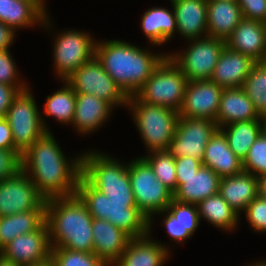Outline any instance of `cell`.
Returning a JSON list of instances; mask_svg holds the SVG:
<instances>
[{
    "instance_id": "cell-1",
    "label": "cell",
    "mask_w": 266,
    "mask_h": 266,
    "mask_svg": "<svg viewBox=\"0 0 266 266\" xmlns=\"http://www.w3.org/2000/svg\"><path fill=\"white\" fill-rule=\"evenodd\" d=\"M67 163L48 131L21 154V170L26 174L31 170V181L45 200L76 194L82 159H76L71 166Z\"/></svg>"
},
{
    "instance_id": "cell-2",
    "label": "cell",
    "mask_w": 266,
    "mask_h": 266,
    "mask_svg": "<svg viewBox=\"0 0 266 266\" xmlns=\"http://www.w3.org/2000/svg\"><path fill=\"white\" fill-rule=\"evenodd\" d=\"M93 217L77 194L46 200V223L51 247L93 252ZM56 243V244H55Z\"/></svg>"
},
{
    "instance_id": "cell-3",
    "label": "cell",
    "mask_w": 266,
    "mask_h": 266,
    "mask_svg": "<svg viewBox=\"0 0 266 266\" xmlns=\"http://www.w3.org/2000/svg\"><path fill=\"white\" fill-rule=\"evenodd\" d=\"M95 57L127 96L135 95L165 58L117 40L96 43Z\"/></svg>"
},
{
    "instance_id": "cell-4",
    "label": "cell",
    "mask_w": 266,
    "mask_h": 266,
    "mask_svg": "<svg viewBox=\"0 0 266 266\" xmlns=\"http://www.w3.org/2000/svg\"><path fill=\"white\" fill-rule=\"evenodd\" d=\"M76 194L84 202L93 218L107 220L132 238L148 234L149 220L137 208L135 201H110L82 176L78 181Z\"/></svg>"
},
{
    "instance_id": "cell-5",
    "label": "cell",
    "mask_w": 266,
    "mask_h": 266,
    "mask_svg": "<svg viewBox=\"0 0 266 266\" xmlns=\"http://www.w3.org/2000/svg\"><path fill=\"white\" fill-rule=\"evenodd\" d=\"M82 159V177L110 201H135L128 166L102 155L86 154Z\"/></svg>"
},
{
    "instance_id": "cell-6",
    "label": "cell",
    "mask_w": 266,
    "mask_h": 266,
    "mask_svg": "<svg viewBox=\"0 0 266 266\" xmlns=\"http://www.w3.org/2000/svg\"><path fill=\"white\" fill-rule=\"evenodd\" d=\"M187 82L179 67L169 56H165L135 96L144 103L168 107L179 112Z\"/></svg>"
},
{
    "instance_id": "cell-7",
    "label": "cell",
    "mask_w": 266,
    "mask_h": 266,
    "mask_svg": "<svg viewBox=\"0 0 266 266\" xmlns=\"http://www.w3.org/2000/svg\"><path fill=\"white\" fill-rule=\"evenodd\" d=\"M127 104L134 109L136 125L150 151L167 150L179 118V112L168 107L140 101L128 96Z\"/></svg>"
},
{
    "instance_id": "cell-8",
    "label": "cell",
    "mask_w": 266,
    "mask_h": 266,
    "mask_svg": "<svg viewBox=\"0 0 266 266\" xmlns=\"http://www.w3.org/2000/svg\"><path fill=\"white\" fill-rule=\"evenodd\" d=\"M128 171L136 206L147 217L150 227L151 215L163 213L173 200V193L156 178L143 157L131 162Z\"/></svg>"
},
{
    "instance_id": "cell-9",
    "label": "cell",
    "mask_w": 266,
    "mask_h": 266,
    "mask_svg": "<svg viewBox=\"0 0 266 266\" xmlns=\"http://www.w3.org/2000/svg\"><path fill=\"white\" fill-rule=\"evenodd\" d=\"M5 118L11 127L14 146L21 153L48 131L27 89L14 98Z\"/></svg>"
},
{
    "instance_id": "cell-10",
    "label": "cell",
    "mask_w": 266,
    "mask_h": 266,
    "mask_svg": "<svg viewBox=\"0 0 266 266\" xmlns=\"http://www.w3.org/2000/svg\"><path fill=\"white\" fill-rule=\"evenodd\" d=\"M66 82L75 93L97 96L112 106L127 104L128 96L103 69L96 57L82 64L66 79Z\"/></svg>"
},
{
    "instance_id": "cell-11",
    "label": "cell",
    "mask_w": 266,
    "mask_h": 266,
    "mask_svg": "<svg viewBox=\"0 0 266 266\" xmlns=\"http://www.w3.org/2000/svg\"><path fill=\"white\" fill-rule=\"evenodd\" d=\"M217 129L210 119L179 116L167 151L175 158L189 156L202 162L206 145Z\"/></svg>"
},
{
    "instance_id": "cell-12",
    "label": "cell",
    "mask_w": 266,
    "mask_h": 266,
    "mask_svg": "<svg viewBox=\"0 0 266 266\" xmlns=\"http://www.w3.org/2000/svg\"><path fill=\"white\" fill-rule=\"evenodd\" d=\"M184 55L169 56L179 67L188 81L210 80L221 51L225 47L223 39L206 36L195 39Z\"/></svg>"
},
{
    "instance_id": "cell-13",
    "label": "cell",
    "mask_w": 266,
    "mask_h": 266,
    "mask_svg": "<svg viewBox=\"0 0 266 266\" xmlns=\"http://www.w3.org/2000/svg\"><path fill=\"white\" fill-rule=\"evenodd\" d=\"M51 243L45 222L38 230L17 236L0 255L17 266H41L50 263Z\"/></svg>"
},
{
    "instance_id": "cell-14",
    "label": "cell",
    "mask_w": 266,
    "mask_h": 266,
    "mask_svg": "<svg viewBox=\"0 0 266 266\" xmlns=\"http://www.w3.org/2000/svg\"><path fill=\"white\" fill-rule=\"evenodd\" d=\"M55 43V66L63 80L95 57L96 43L85 33L68 31L60 35Z\"/></svg>"
},
{
    "instance_id": "cell-15",
    "label": "cell",
    "mask_w": 266,
    "mask_h": 266,
    "mask_svg": "<svg viewBox=\"0 0 266 266\" xmlns=\"http://www.w3.org/2000/svg\"><path fill=\"white\" fill-rule=\"evenodd\" d=\"M26 175L20 170L0 181V217L35 210L45 201Z\"/></svg>"
},
{
    "instance_id": "cell-16",
    "label": "cell",
    "mask_w": 266,
    "mask_h": 266,
    "mask_svg": "<svg viewBox=\"0 0 266 266\" xmlns=\"http://www.w3.org/2000/svg\"><path fill=\"white\" fill-rule=\"evenodd\" d=\"M223 90L211 80L188 81L179 116L215 121Z\"/></svg>"
},
{
    "instance_id": "cell-17",
    "label": "cell",
    "mask_w": 266,
    "mask_h": 266,
    "mask_svg": "<svg viewBox=\"0 0 266 266\" xmlns=\"http://www.w3.org/2000/svg\"><path fill=\"white\" fill-rule=\"evenodd\" d=\"M225 46L255 62L266 61V23L243 18L226 39Z\"/></svg>"
},
{
    "instance_id": "cell-18",
    "label": "cell",
    "mask_w": 266,
    "mask_h": 266,
    "mask_svg": "<svg viewBox=\"0 0 266 266\" xmlns=\"http://www.w3.org/2000/svg\"><path fill=\"white\" fill-rule=\"evenodd\" d=\"M92 232L93 253L109 266L120 257L132 239L126 232L104 219L93 218Z\"/></svg>"
},
{
    "instance_id": "cell-19",
    "label": "cell",
    "mask_w": 266,
    "mask_h": 266,
    "mask_svg": "<svg viewBox=\"0 0 266 266\" xmlns=\"http://www.w3.org/2000/svg\"><path fill=\"white\" fill-rule=\"evenodd\" d=\"M254 63L249 56L225 46L210 80L223 88L242 87Z\"/></svg>"
},
{
    "instance_id": "cell-20",
    "label": "cell",
    "mask_w": 266,
    "mask_h": 266,
    "mask_svg": "<svg viewBox=\"0 0 266 266\" xmlns=\"http://www.w3.org/2000/svg\"><path fill=\"white\" fill-rule=\"evenodd\" d=\"M221 178L209 167L201 166L189 178H177L173 199L180 203L197 205L219 191Z\"/></svg>"
},
{
    "instance_id": "cell-21",
    "label": "cell",
    "mask_w": 266,
    "mask_h": 266,
    "mask_svg": "<svg viewBox=\"0 0 266 266\" xmlns=\"http://www.w3.org/2000/svg\"><path fill=\"white\" fill-rule=\"evenodd\" d=\"M260 119L261 116L242 87L224 88L215 120L218 128L224 127L222 124Z\"/></svg>"
},
{
    "instance_id": "cell-22",
    "label": "cell",
    "mask_w": 266,
    "mask_h": 266,
    "mask_svg": "<svg viewBox=\"0 0 266 266\" xmlns=\"http://www.w3.org/2000/svg\"><path fill=\"white\" fill-rule=\"evenodd\" d=\"M202 165L211 168L220 178L243 171L242 160L230 149L224 133L219 128L206 145Z\"/></svg>"
},
{
    "instance_id": "cell-23",
    "label": "cell",
    "mask_w": 266,
    "mask_h": 266,
    "mask_svg": "<svg viewBox=\"0 0 266 266\" xmlns=\"http://www.w3.org/2000/svg\"><path fill=\"white\" fill-rule=\"evenodd\" d=\"M179 33L187 39H199L207 28L208 0H171Z\"/></svg>"
},
{
    "instance_id": "cell-24",
    "label": "cell",
    "mask_w": 266,
    "mask_h": 266,
    "mask_svg": "<svg viewBox=\"0 0 266 266\" xmlns=\"http://www.w3.org/2000/svg\"><path fill=\"white\" fill-rule=\"evenodd\" d=\"M218 193L235 212L245 211L250 202L258 196V177L245 171L223 177Z\"/></svg>"
},
{
    "instance_id": "cell-25",
    "label": "cell",
    "mask_w": 266,
    "mask_h": 266,
    "mask_svg": "<svg viewBox=\"0 0 266 266\" xmlns=\"http://www.w3.org/2000/svg\"><path fill=\"white\" fill-rule=\"evenodd\" d=\"M243 19L238 2L208 0L207 2V28L205 36L226 39Z\"/></svg>"
},
{
    "instance_id": "cell-26",
    "label": "cell",
    "mask_w": 266,
    "mask_h": 266,
    "mask_svg": "<svg viewBox=\"0 0 266 266\" xmlns=\"http://www.w3.org/2000/svg\"><path fill=\"white\" fill-rule=\"evenodd\" d=\"M46 222V200L35 210L0 217V251L17 236L38 230Z\"/></svg>"
},
{
    "instance_id": "cell-27",
    "label": "cell",
    "mask_w": 266,
    "mask_h": 266,
    "mask_svg": "<svg viewBox=\"0 0 266 266\" xmlns=\"http://www.w3.org/2000/svg\"><path fill=\"white\" fill-rule=\"evenodd\" d=\"M146 237L132 238L120 257L114 262L116 266H161L168 251L161 244L150 242Z\"/></svg>"
},
{
    "instance_id": "cell-28",
    "label": "cell",
    "mask_w": 266,
    "mask_h": 266,
    "mask_svg": "<svg viewBox=\"0 0 266 266\" xmlns=\"http://www.w3.org/2000/svg\"><path fill=\"white\" fill-rule=\"evenodd\" d=\"M44 8L42 0H0V22L13 30L44 22L47 19Z\"/></svg>"
},
{
    "instance_id": "cell-29",
    "label": "cell",
    "mask_w": 266,
    "mask_h": 266,
    "mask_svg": "<svg viewBox=\"0 0 266 266\" xmlns=\"http://www.w3.org/2000/svg\"><path fill=\"white\" fill-rule=\"evenodd\" d=\"M113 106L107 101L97 96L85 93H76L75 114L73 124L77 126L80 132L87 133L93 131L109 115Z\"/></svg>"
},
{
    "instance_id": "cell-30",
    "label": "cell",
    "mask_w": 266,
    "mask_h": 266,
    "mask_svg": "<svg viewBox=\"0 0 266 266\" xmlns=\"http://www.w3.org/2000/svg\"><path fill=\"white\" fill-rule=\"evenodd\" d=\"M142 29L153 45L169 40L177 28L175 13L164 8H152L142 17Z\"/></svg>"
},
{
    "instance_id": "cell-31",
    "label": "cell",
    "mask_w": 266,
    "mask_h": 266,
    "mask_svg": "<svg viewBox=\"0 0 266 266\" xmlns=\"http://www.w3.org/2000/svg\"><path fill=\"white\" fill-rule=\"evenodd\" d=\"M260 122V120H252L232 123L226 125L229 128L226 132L224 129L219 128L224 133L230 149L242 161L248 154L252 144L261 134L262 125Z\"/></svg>"
},
{
    "instance_id": "cell-32",
    "label": "cell",
    "mask_w": 266,
    "mask_h": 266,
    "mask_svg": "<svg viewBox=\"0 0 266 266\" xmlns=\"http://www.w3.org/2000/svg\"><path fill=\"white\" fill-rule=\"evenodd\" d=\"M199 217H205L217 227L226 230L232 229L237 224L238 213L216 193L197 204Z\"/></svg>"
},
{
    "instance_id": "cell-33",
    "label": "cell",
    "mask_w": 266,
    "mask_h": 266,
    "mask_svg": "<svg viewBox=\"0 0 266 266\" xmlns=\"http://www.w3.org/2000/svg\"><path fill=\"white\" fill-rule=\"evenodd\" d=\"M242 88L258 114L266 115V61L253 64Z\"/></svg>"
},
{
    "instance_id": "cell-34",
    "label": "cell",
    "mask_w": 266,
    "mask_h": 266,
    "mask_svg": "<svg viewBox=\"0 0 266 266\" xmlns=\"http://www.w3.org/2000/svg\"><path fill=\"white\" fill-rule=\"evenodd\" d=\"M76 93L67 83L66 87L47 97L45 114L63 123H72L75 114Z\"/></svg>"
},
{
    "instance_id": "cell-35",
    "label": "cell",
    "mask_w": 266,
    "mask_h": 266,
    "mask_svg": "<svg viewBox=\"0 0 266 266\" xmlns=\"http://www.w3.org/2000/svg\"><path fill=\"white\" fill-rule=\"evenodd\" d=\"M151 152L154 156H147L144 159L152 167L156 178L174 193L177 190L175 157L167 150Z\"/></svg>"
},
{
    "instance_id": "cell-36",
    "label": "cell",
    "mask_w": 266,
    "mask_h": 266,
    "mask_svg": "<svg viewBox=\"0 0 266 266\" xmlns=\"http://www.w3.org/2000/svg\"><path fill=\"white\" fill-rule=\"evenodd\" d=\"M51 266H108L93 252L73 251L63 247H52L50 255Z\"/></svg>"
},
{
    "instance_id": "cell-37",
    "label": "cell",
    "mask_w": 266,
    "mask_h": 266,
    "mask_svg": "<svg viewBox=\"0 0 266 266\" xmlns=\"http://www.w3.org/2000/svg\"><path fill=\"white\" fill-rule=\"evenodd\" d=\"M242 164L243 171L255 174L258 178L266 174V138L262 133L250 147Z\"/></svg>"
},
{
    "instance_id": "cell-38",
    "label": "cell",
    "mask_w": 266,
    "mask_h": 266,
    "mask_svg": "<svg viewBox=\"0 0 266 266\" xmlns=\"http://www.w3.org/2000/svg\"><path fill=\"white\" fill-rule=\"evenodd\" d=\"M167 210L175 216L183 227V233H192L199 224V213L197 205L186 204L175 201L174 199L168 205Z\"/></svg>"
},
{
    "instance_id": "cell-39",
    "label": "cell",
    "mask_w": 266,
    "mask_h": 266,
    "mask_svg": "<svg viewBox=\"0 0 266 266\" xmlns=\"http://www.w3.org/2000/svg\"><path fill=\"white\" fill-rule=\"evenodd\" d=\"M21 154L19 150L0 149V181L16 175L21 170Z\"/></svg>"
},
{
    "instance_id": "cell-40",
    "label": "cell",
    "mask_w": 266,
    "mask_h": 266,
    "mask_svg": "<svg viewBox=\"0 0 266 266\" xmlns=\"http://www.w3.org/2000/svg\"><path fill=\"white\" fill-rule=\"evenodd\" d=\"M245 210L250 225L255 230L266 231V200L257 196Z\"/></svg>"
},
{
    "instance_id": "cell-41",
    "label": "cell",
    "mask_w": 266,
    "mask_h": 266,
    "mask_svg": "<svg viewBox=\"0 0 266 266\" xmlns=\"http://www.w3.org/2000/svg\"><path fill=\"white\" fill-rule=\"evenodd\" d=\"M243 18L266 23V0H238Z\"/></svg>"
},
{
    "instance_id": "cell-42",
    "label": "cell",
    "mask_w": 266,
    "mask_h": 266,
    "mask_svg": "<svg viewBox=\"0 0 266 266\" xmlns=\"http://www.w3.org/2000/svg\"><path fill=\"white\" fill-rule=\"evenodd\" d=\"M14 60L10 56L8 49L0 51V83L8 84L10 86H16L14 82L16 74V67L14 66Z\"/></svg>"
},
{
    "instance_id": "cell-43",
    "label": "cell",
    "mask_w": 266,
    "mask_h": 266,
    "mask_svg": "<svg viewBox=\"0 0 266 266\" xmlns=\"http://www.w3.org/2000/svg\"><path fill=\"white\" fill-rule=\"evenodd\" d=\"M23 84L24 83H20L18 86H10L8 84L0 83V118L6 117L14 98L21 91L26 90L25 85Z\"/></svg>"
},
{
    "instance_id": "cell-44",
    "label": "cell",
    "mask_w": 266,
    "mask_h": 266,
    "mask_svg": "<svg viewBox=\"0 0 266 266\" xmlns=\"http://www.w3.org/2000/svg\"><path fill=\"white\" fill-rule=\"evenodd\" d=\"M202 166V162L186 156L175 158V168L177 178H189L194 175Z\"/></svg>"
},
{
    "instance_id": "cell-45",
    "label": "cell",
    "mask_w": 266,
    "mask_h": 266,
    "mask_svg": "<svg viewBox=\"0 0 266 266\" xmlns=\"http://www.w3.org/2000/svg\"><path fill=\"white\" fill-rule=\"evenodd\" d=\"M166 211L168 212V216L164 219V224L168 230V234L176 241H182L191 236L190 233H183L182 225L178 222L175 216L169 212V210L166 209L163 212Z\"/></svg>"
},
{
    "instance_id": "cell-46",
    "label": "cell",
    "mask_w": 266,
    "mask_h": 266,
    "mask_svg": "<svg viewBox=\"0 0 266 266\" xmlns=\"http://www.w3.org/2000/svg\"><path fill=\"white\" fill-rule=\"evenodd\" d=\"M0 149L18 150L14 146L11 127L5 117L0 118Z\"/></svg>"
},
{
    "instance_id": "cell-47",
    "label": "cell",
    "mask_w": 266,
    "mask_h": 266,
    "mask_svg": "<svg viewBox=\"0 0 266 266\" xmlns=\"http://www.w3.org/2000/svg\"><path fill=\"white\" fill-rule=\"evenodd\" d=\"M14 31L10 26L0 22V51L8 49L13 41Z\"/></svg>"
},
{
    "instance_id": "cell-48",
    "label": "cell",
    "mask_w": 266,
    "mask_h": 266,
    "mask_svg": "<svg viewBox=\"0 0 266 266\" xmlns=\"http://www.w3.org/2000/svg\"><path fill=\"white\" fill-rule=\"evenodd\" d=\"M258 196L266 200V174L258 178Z\"/></svg>"
},
{
    "instance_id": "cell-49",
    "label": "cell",
    "mask_w": 266,
    "mask_h": 266,
    "mask_svg": "<svg viewBox=\"0 0 266 266\" xmlns=\"http://www.w3.org/2000/svg\"><path fill=\"white\" fill-rule=\"evenodd\" d=\"M0 266H17L13 262H10L8 260H5L1 255H0Z\"/></svg>"
},
{
    "instance_id": "cell-50",
    "label": "cell",
    "mask_w": 266,
    "mask_h": 266,
    "mask_svg": "<svg viewBox=\"0 0 266 266\" xmlns=\"http://www.w3.org/2000/svg\"><path fill=\"white\" fill-rule=\"evenodd\" d=\"M261 120L263 121L264 123V126L261 127V133L263 134V136L266 138V115L264 116H261Z\"/></svg>"
},
{
    "instance_id": "cell-51",
    "label": "cell",
    "mask_w": 266,
    "mask_h": 266,
    "mask_svg": "<svg viewBox=\"0 0 266 266\" xmlns=\"http://www.w3.org/2000/svg\"><path fill=\"white\" fill-rule=\"evenodd\" d=\"M254 266H266V263L263 262V263H258V264H255Z\"/></svg>"
},
{
    "instance_id": "cell-52",
    "label": "cell",
    "mask_w": 266,
    "mask_h": 266,
    "mask_svg": "<svg viewBox=\"0 0 266 266\" xmlns=\"http://www.w3.org/2000/svg\"><path fill=\"white\" fill-rule=\"evenodd\" d=\"M222 1H235V2H237L238 0H222Z\"/></svg>"
},
{
    "instance_id": "cell-53",
    "label": "cell",
    "mask_w": 266,
    "mask_h": 266,
    "mask_svg": "<svg viewBox=\"0 0 266 266\" xmlns=\"http://www.w3.org/2000/svg\"><path fill=\"white\" fill-rule=\"evenodd\" d=\"M41 266H51V264H50V263H48V264H45V265H41Z\"/></svg>"
}]
</instances>
